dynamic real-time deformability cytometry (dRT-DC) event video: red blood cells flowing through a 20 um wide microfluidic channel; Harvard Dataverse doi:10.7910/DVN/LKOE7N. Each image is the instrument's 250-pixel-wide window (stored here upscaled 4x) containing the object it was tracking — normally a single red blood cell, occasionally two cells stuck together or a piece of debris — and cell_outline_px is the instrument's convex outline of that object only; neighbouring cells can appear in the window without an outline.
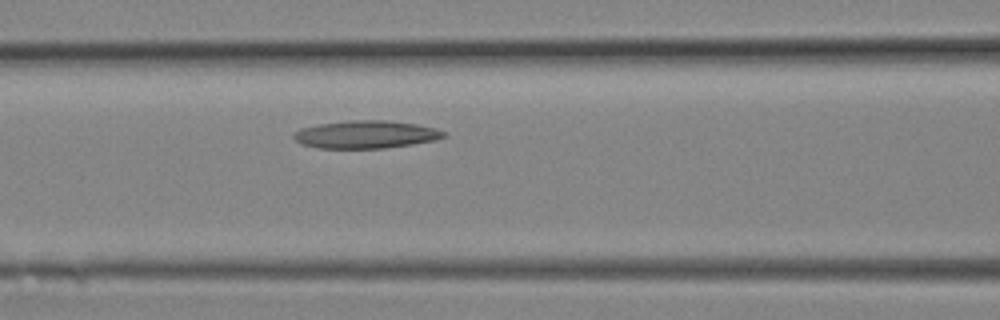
{"species": "Egyptian fruit bat (a non-hibernating species)", "species_latin": "Rousettus aegyptiacus", "temperature_condition": "room temperature", "stored_images_in_passage": 4, "camera_frame_rate_fps": 3000, "um_per_image_px": 0.085, "animal": {"sex": "female"}, "frame": {"image": 1, "passage_image": 4, "time_ms": 1.0, "image_size_px": [1000, 320], "cell_outline_px": [[448, 136], [436, 140], [412, 144], [384, 148], [316, 148], [300, 144], [292, 136], [292, 132], [300, 128], [320, 124], [348, 120], [388, 120], [416, 124], [436, 128], [444, 132]], "centroid_in_image_um": [31.08, 11.43], "position_along_channel_um": 135.5, "area_um2": 24.45}}